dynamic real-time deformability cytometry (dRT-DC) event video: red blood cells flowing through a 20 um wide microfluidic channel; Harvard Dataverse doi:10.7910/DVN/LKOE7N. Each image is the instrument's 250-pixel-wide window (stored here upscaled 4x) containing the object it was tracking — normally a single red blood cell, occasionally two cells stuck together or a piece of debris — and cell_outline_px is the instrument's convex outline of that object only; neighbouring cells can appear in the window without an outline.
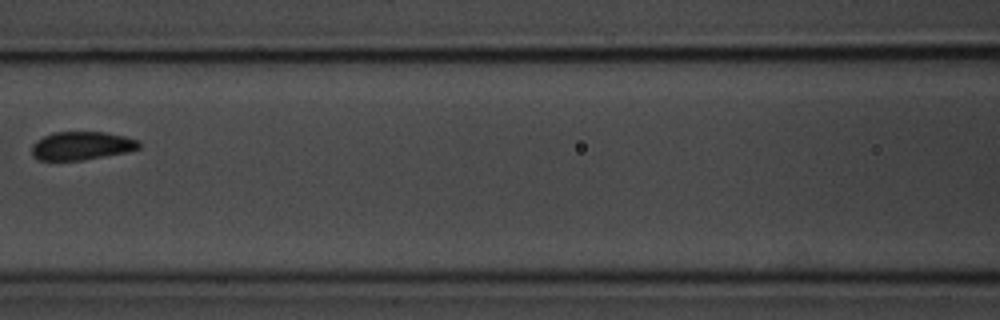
{"species": "common noctule bat (a hibernating species)", "species_latin": "Nyctalus noctula", "temperature_condition": "room temperature", "stored_images_in_passage": 7, "camera_frame_rate_fps": 3000, "um_per_image_px": 0.085, "animal": {"sex": "male", "body_mass_g": 20.1, "forearm_length_mm": 53.5}, "frame": {"image": 1, "passage_image": 5, "time_ms": 4.667, "image_size_px": [1000, 320], "cell_outline_px": [[140, 148], [128, 152], [84, 160], [40, 160], [32, 156], [32, 144], [36, 140], [52, 132], [104, 132], [124, 136], [140, 140]], "centroid_in_image_um": [6.95, 12.39], "position_along_channel_um": 159.7, "area_um2": 17.86}}
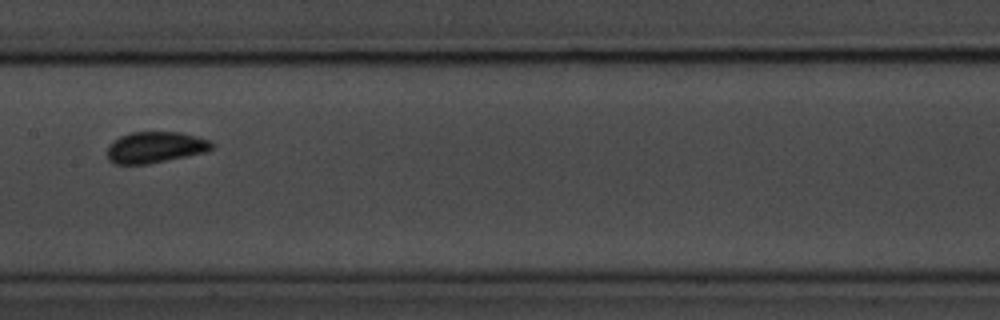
{"frame": {"image": 2, "passage_image": 6, "time_ms": 5.667, "image_size_px": [1000, 320], "cell_outline_px": [[216, 144], [208, 152], [148, 164], [112, 164], [108, 160], [108, 144], [120, 136], [132, 132], [180, 132], [212, 140]], "centroid_in_image_um": [13.23, 12.52], "position_along_channel_um": 194.2, "area_um2": 19.31}}
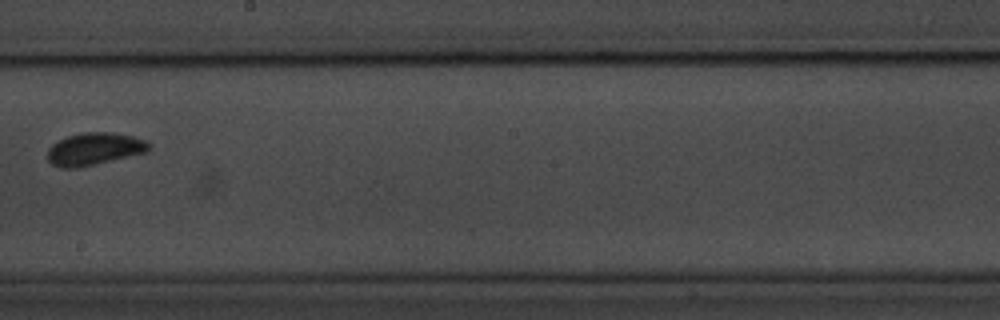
{"frame": {"image": 3, "passage_image": 7, "time_ms": 7.0, "image_size_px": [1000, 320], "cell_outline_px": [[152, 148], [148, 152], [76, 168], [60, 168], [52, 164], [48, 160], [48, 148], [52, 144], [68, 136], [84, 132], [112, 132], [132, 136], [144, 140], [152, 144]], "centroid_in_image_um": [8.04, 12.66], "position_along_channel_um": 240.2, "area_um2": 19.13}}